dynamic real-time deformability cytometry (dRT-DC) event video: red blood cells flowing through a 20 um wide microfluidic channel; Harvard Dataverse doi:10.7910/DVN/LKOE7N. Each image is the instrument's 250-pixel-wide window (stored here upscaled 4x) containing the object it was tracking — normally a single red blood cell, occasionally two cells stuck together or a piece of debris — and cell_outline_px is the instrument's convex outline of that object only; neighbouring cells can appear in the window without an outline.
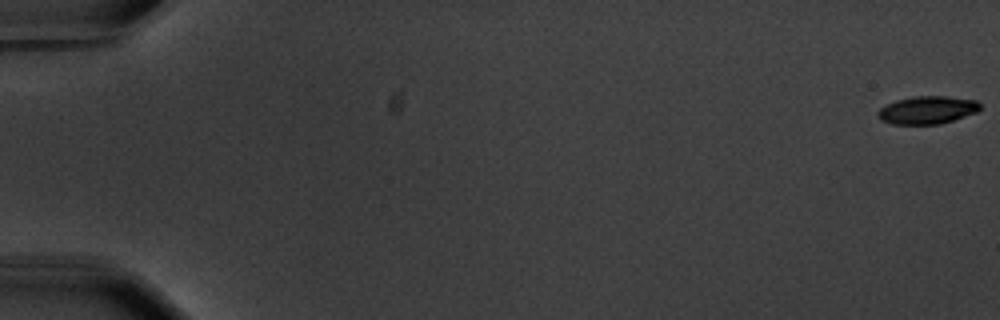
{"species": "common noctule bat (a hibernating species)", "species_latin": "Nyctalus noctula", "temperature_condition": "warm", "stored_images_in_passage": 12, "camera_frame_rate_fps": 3000, "um_per_image_px": 0.085, "animal": {"sex": "male", "body_mass_g": 20.1, "forearm_length_mm": 53.5}, "frame": {"image": 1, "passage_image": 1, "time_ms": 0.0, "image_size_px": [1000, 320], "cell_outline_px": [[980, 108], [976, 112], [940, 124], [892, 124], [880, 120], [876, 116], [876, 112], [880, 108], [896, 100], [912, 96], [948, 96], [976, 100], [980, 104]], "centroid_in_image_um": [78.78, 9.35], "position_along_channel_um": 6.2, "area_um2": 16.59}}
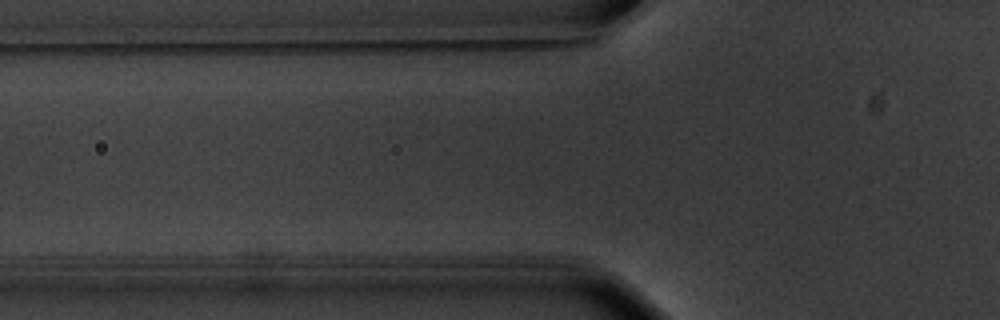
{"frame": {"image": 2, "passage_image": 7, "time_ms": 2.0, "image_size_px": [1000, 320], "cell_outline_px": [[152, 104], [144, 108], [52, 120], [28, 108], [36, 104], [56, 100], [148, 100]], "centroid_in_image_um": [7.25, 9.15], "position_along_channel_um": 118.5, "area_um2": 11.39}}